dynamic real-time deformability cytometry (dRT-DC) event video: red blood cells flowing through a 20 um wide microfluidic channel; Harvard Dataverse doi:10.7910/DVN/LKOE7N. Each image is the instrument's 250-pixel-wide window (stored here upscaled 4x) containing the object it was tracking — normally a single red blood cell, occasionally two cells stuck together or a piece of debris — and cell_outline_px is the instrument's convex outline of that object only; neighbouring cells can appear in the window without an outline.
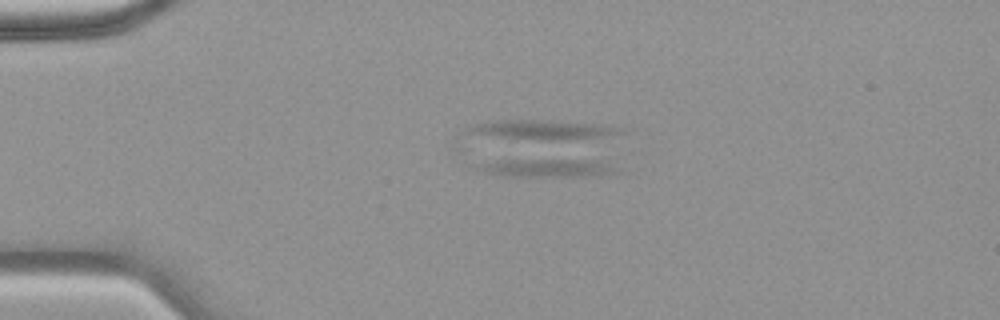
{"species": "common noctule bat (a hibernating species)", "species_latin": "Nyctalus noctula", "temperature_condition": "warm", "stored_images_in_passage": 6, "camera_frame_rate_fps": 3000, "um_per_image_px": 0.085, "animal": {"sex": "female", "body_mass_g": 18.4}, "frame": {"image": 1, "passage_image": 3, "time_ms": 0.667, "image_size_px": [1000, 320], "cell_outline_px": [[620, 172], [584, 176], [500, 176], [484, 172], [476, 168], [476, 164], [500, 160], [548, 156], [568, 156], [604, 160], [616, 168]], "centroid_in_image_um": [46.57, 14.18], "position_along_channel_um": 38.4, "area_um2": 16.36}}